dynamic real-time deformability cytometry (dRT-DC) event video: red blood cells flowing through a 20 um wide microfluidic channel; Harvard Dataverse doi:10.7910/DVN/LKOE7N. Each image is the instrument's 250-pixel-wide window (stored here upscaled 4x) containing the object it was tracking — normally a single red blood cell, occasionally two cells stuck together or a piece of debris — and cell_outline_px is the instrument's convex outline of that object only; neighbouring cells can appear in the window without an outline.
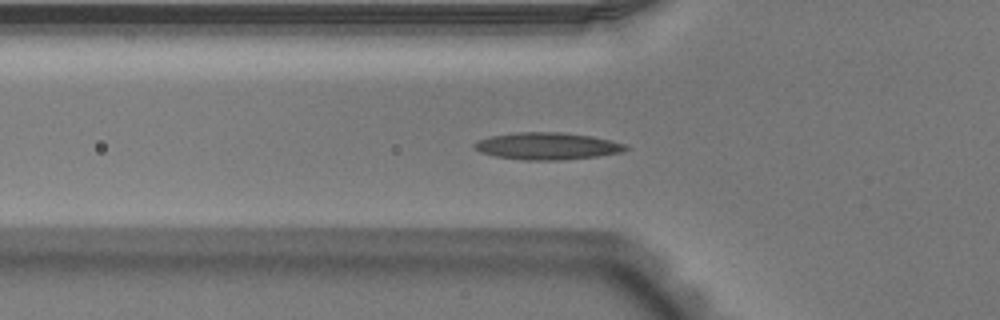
{"species": "Egyptian fruit bat (a non-hibernating species)", "species_latin": "Rousettus aegyptiacus", "temperature_condition": "warm", "stored_images_in_passage": 37, "camera_frame_rate_fps": 3000, "um_per_image_px": 0.085, "animal": {"sex": "male"}, "frame": {"image": 1, "passage_image": 2, "time_ms": 0.333, "image_size_px": [1000, 320], "cell_outline_px": [[628, 148], [624, 152], [596, 156], [560, 160], [524, 160], [496, 156], [480, 152], [472, 144], [480, 140], [492, 136], [516, 132], [560, 132], [592, 136], [624, 144]], "centroid_in_image_um": [46.52, 12.41], "position_along_channel_um": 79.3, "area_um2": 23.58}}
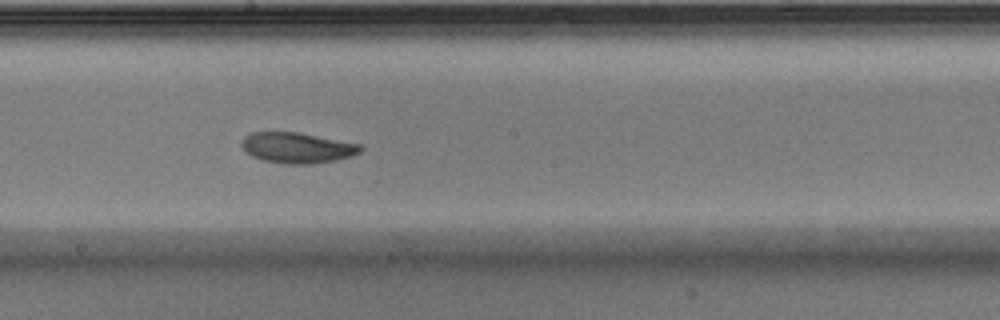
{"frame": {"image": 2, "passage_image": 13, "time_ms": 4.0, "image_size_px": [1000, 320], "cell_outline_px": [[364, 148], [360, 152], [352, 156], [336, 160], [312, 164], [284, 164], [264, 160], [252, 156], [240, 144], [244, 136], [248, 132], [296, 132], [364, 144]], "centroid_in_image_um": [25.3, 12.55], "position_along_channel_um": 222.9, "area_um2": 21.39}}
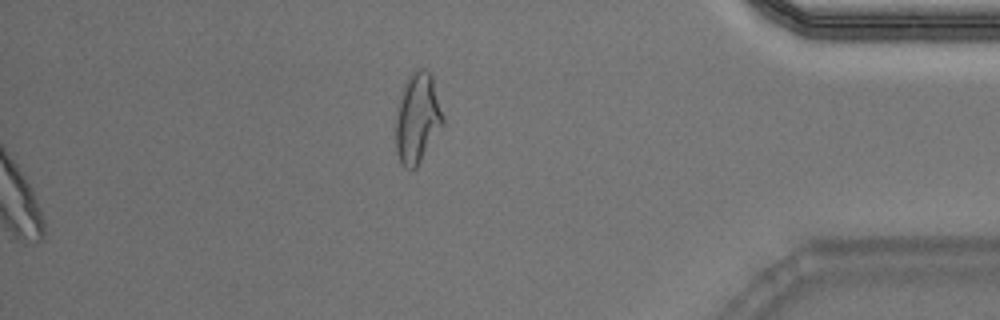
{"frame": {"image": 3, "passage_image": 37, "time_ms": 12.0, "image_size_px": [1000, 320], "cell_outline_px": [[444, 124], [416, 168], [404, 168], [396, 152], [396, 116], [400, 92], [408, 76], [412, 72], [420, 68], [424, 68], [432, 76], [444, 116]], "centroid_in_image_um": [35.48, 10.03], "position_along_channel_um": 399.7, "area_um2": 24.85}, "authors_computed_cell_mechanics": {"area_um2": 22.0796, "velocity_mm_per_s": 3.8944, "shape_relaxation_time_tau1_ms": 7.434, "shape_relaxation_time_tau2_ms": 2.1384, "deformation_change_tau1": 0.1955, "deformation_change_tau2": 0.0554}}